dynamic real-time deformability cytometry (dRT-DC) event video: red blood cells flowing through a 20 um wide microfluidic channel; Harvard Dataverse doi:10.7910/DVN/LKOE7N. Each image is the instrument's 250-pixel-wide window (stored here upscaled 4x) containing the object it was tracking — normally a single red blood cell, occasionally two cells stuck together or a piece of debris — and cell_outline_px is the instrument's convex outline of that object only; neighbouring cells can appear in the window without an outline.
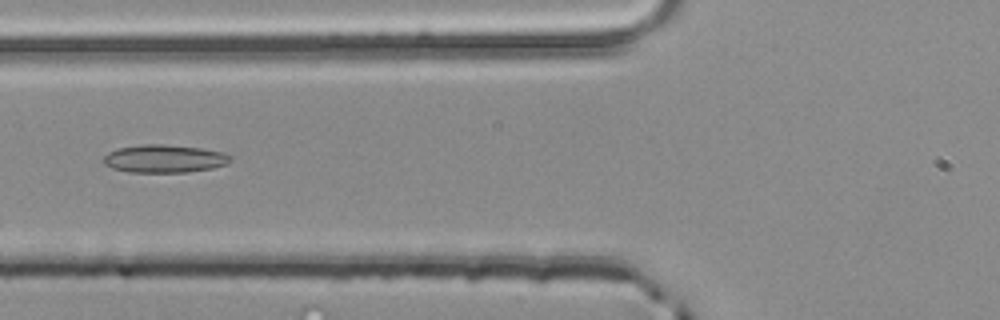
{"species": "common noctule bat (a hibernating species)", "species_latin": "Nyctalus noctula", "temperature_condition": "room temperature", "stored_images_in_passage": 2, "camera_frame_rate_fps": 3000, "um_per_image_px": 0.085, "animal": {"sex": "male", "body_mass_g": 20.4}, "frame": {"image": 1, "passage_image": 2, "time_ms": 0.333, "image_size_px": [1000, 320], "cell_outline_px": [[232, 160], [224, 164], [212, 168], [184, 172], [128, 172], [112, 168], [104, 164], [104, 156], [108, 152], [120, 148], [140, 144], [164, 144], [200, 148], [224, 152], [232, 156]], "centroid_in_image_um": [13.96, 13.48], "position_along_channel_um": 111.8, "area_um2": 20.58}}